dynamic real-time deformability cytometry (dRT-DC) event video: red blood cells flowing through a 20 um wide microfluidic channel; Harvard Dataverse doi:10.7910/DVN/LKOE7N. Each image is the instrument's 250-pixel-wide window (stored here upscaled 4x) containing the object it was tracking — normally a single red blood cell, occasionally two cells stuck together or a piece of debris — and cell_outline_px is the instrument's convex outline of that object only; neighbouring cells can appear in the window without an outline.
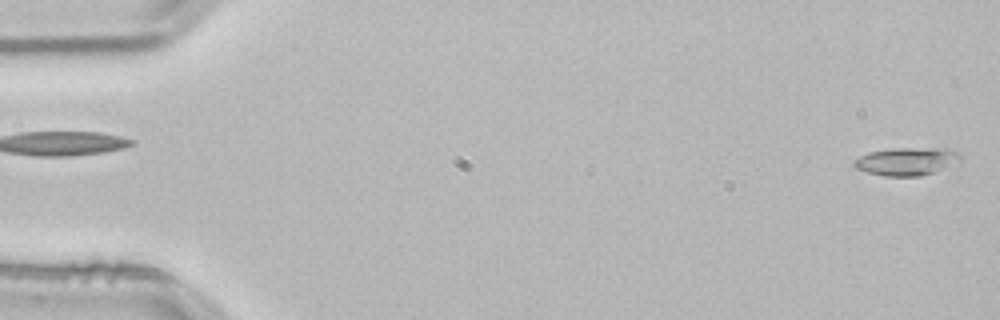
{"species": "common noctule bat (a hibernating species)", "species_latin": "Nyctalus noctula", "temperature_condition": "room temperature", "stored_images_in_passage": 13, "camera_frame_rate_fps": 3000, "um_per_image_px": 0.085, "animal": {"sex": "male", "body_mass_g": 21.5, "forearm_length_mm": 52.0}, "frame": {"image": 1, "passage_image": 1, "time_ms": 0.0, "image_size_px": [1000, 320], "cell_outline_px": [[964, 160], [932, 172], [920, 176], [884, 176], [868, 172], [856, 168], [852, 164], [852, 160], [868, 152], [892, 148], [948, 148], [956, 152]], "centroid_in_image_um": [77.04, 13.7], "position_along_channel_um": 8.0, "area_um2": 17.28}}
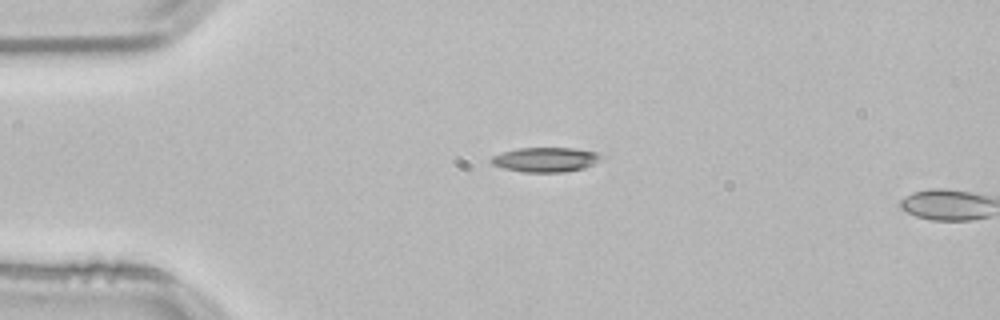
{"frame": {"image": 2, "passage_image": 12, "time_ms": 3.667, "image_size_px": [1000, 320], "cell_outline_px": [[600, 156], [592, 164], [584, 168], [564, 172], [524, 172], [504, 168], [492, 164], [488, 160], [492, 156], [516, 148], [572, 148], [596, 152]], "centroid_in_image_um": [46.29, 13.57], "position_along_channel_um": 38.7, "area_um2": 15.49}}